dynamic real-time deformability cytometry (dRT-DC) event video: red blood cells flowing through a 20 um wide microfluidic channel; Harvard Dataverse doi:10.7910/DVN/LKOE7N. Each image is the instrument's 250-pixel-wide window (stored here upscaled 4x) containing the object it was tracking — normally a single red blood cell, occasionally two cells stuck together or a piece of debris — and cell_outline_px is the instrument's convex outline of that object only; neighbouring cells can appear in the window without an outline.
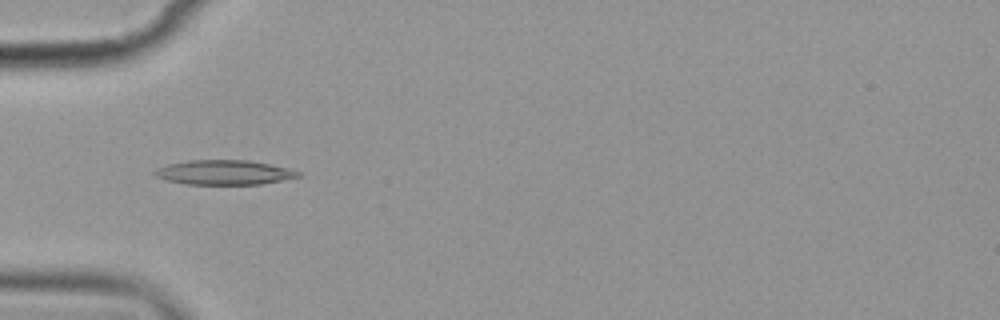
{"species": "common noctule bat (a hibernating species)", "species_latin": "Nyctalus noctula", "temperature_condition": "cold", "stored_images_in_passage": 2, "camera_frame_rate_fps": 3000, "um_per_image_px": 0.085, "animal": {"sex": "female", "body_mass_g": 19.9}, "frame": {"image": 1, "passage_image": 1, "time_ms": 0.0, "image_size_px": [1000, 320], "cell_outline_px": [[300, 176], [260, 184], [188, 184], [168, 180], [156, 176], [152, 172], [156, 168], [168, 164], [188, 160], [248, 160], [288, 168], [300, 172]], "centroid_in_image_um": [19.01, 14.65], "position_along_channel_um": 66.0, "area_um2": 20.29}}
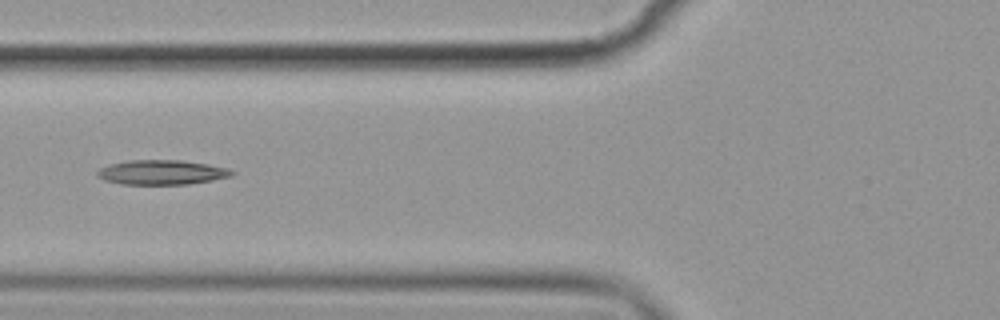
{"frame": {"image": 2, "passage_image": 2, "time_ms": 1.333, "image_size_px": [1000, 320], "cell_outline_px": [[236, 172], [232, 176], [212, 180], [188, 184], [120, 184], [104, 180], [96, 176], [96, 172], [100, 168], [108, 164], [128, 160], [180, 160], [208, 164], [228, 168]], "centroid_in_image_um": [13.73, 14.64], "position_along_channel_um": 112.1, "area_um2": 19.42}}